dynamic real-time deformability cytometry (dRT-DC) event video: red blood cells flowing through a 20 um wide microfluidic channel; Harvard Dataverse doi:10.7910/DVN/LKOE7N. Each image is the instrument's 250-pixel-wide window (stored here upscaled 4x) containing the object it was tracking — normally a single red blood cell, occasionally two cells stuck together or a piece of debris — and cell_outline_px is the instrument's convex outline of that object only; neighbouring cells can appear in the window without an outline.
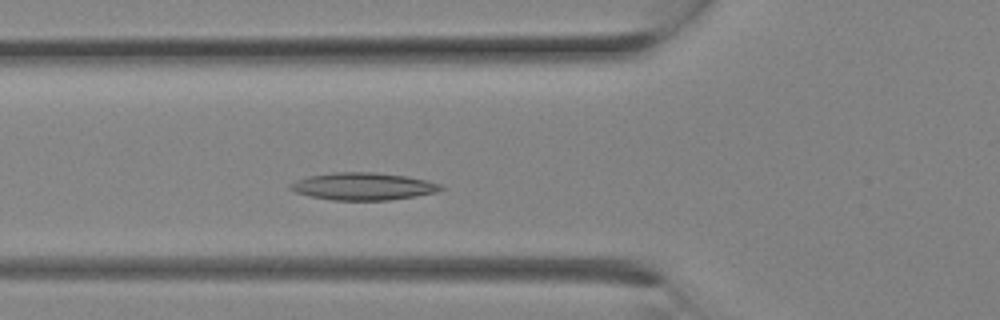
{"species": "Egyptian fruit bat (a non-hibernating species)", "species_latin": "Rousettus aegyptiacus", "temperature_condition": "room temperature", "stored_images_in_passage": 5, "camera_frame_rate_fps": 3000, "um_per_image_px": 0.085, "animal": {"sex": "female"}, "frame": {"image": 1, "passage_image": 5, "time_ms": 1.333, "image_size_px": [1000, 320], "cell_outline_px": [[444, 188], [436, 192], [416, 196], [388, 200], [332, 200], [308, 196], [296, 192], [288, 188], [288, 184], [296, 180], [308, 176], [332, 172], [372, 172], [408, 176], [440, 184]], "centroid_in_image_um": [30.82, 15.84], "position_along_channel_um": 95.0, "area_um2": 24.04}}